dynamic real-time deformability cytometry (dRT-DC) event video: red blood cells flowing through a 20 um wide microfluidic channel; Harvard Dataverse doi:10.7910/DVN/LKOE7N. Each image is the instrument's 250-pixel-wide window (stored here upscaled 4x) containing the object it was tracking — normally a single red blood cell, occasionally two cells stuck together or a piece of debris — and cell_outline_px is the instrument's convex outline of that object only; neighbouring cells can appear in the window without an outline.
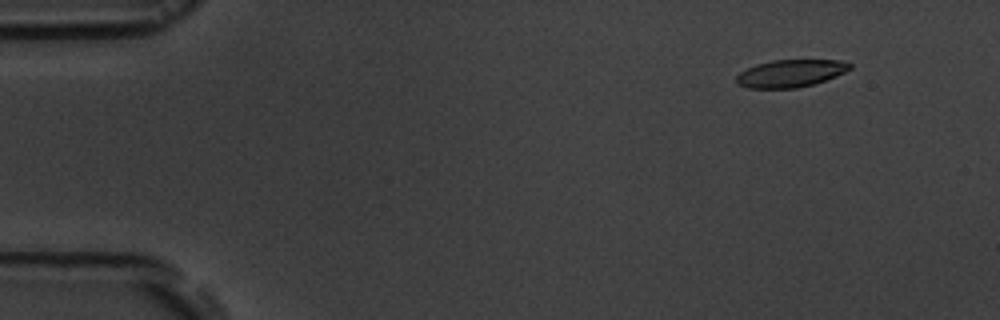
{"species": "common noctule bat (a hibernating species)", "species_latin": "Nyctalus noctula", "temperature_condition": "room temperature", "stored_images_in_passage": 4, "camera_frame_rate_fps": 3000, "um_per_image_px": 0.085, "animal": {"sex": "male", "body_mass_g": 19.5, "forearm_length_mm": 54.6}, "frame": {"image": 1, "passage_image": 2, "time_ms": 1.0, "image_size_px": [1000, 320], "cell_outline_px": [[852, 68], [836, 76], [812, 84], [796, 88], [748, 88], [736, 84], [736, 76], [740, 72], [756, 64], [772, 60], [840, 60], [852, 64]], "centroid_in_image_um": [67.18, 6.23], "position_along_channel_um": 17.8, "area_um2": 18.09}}